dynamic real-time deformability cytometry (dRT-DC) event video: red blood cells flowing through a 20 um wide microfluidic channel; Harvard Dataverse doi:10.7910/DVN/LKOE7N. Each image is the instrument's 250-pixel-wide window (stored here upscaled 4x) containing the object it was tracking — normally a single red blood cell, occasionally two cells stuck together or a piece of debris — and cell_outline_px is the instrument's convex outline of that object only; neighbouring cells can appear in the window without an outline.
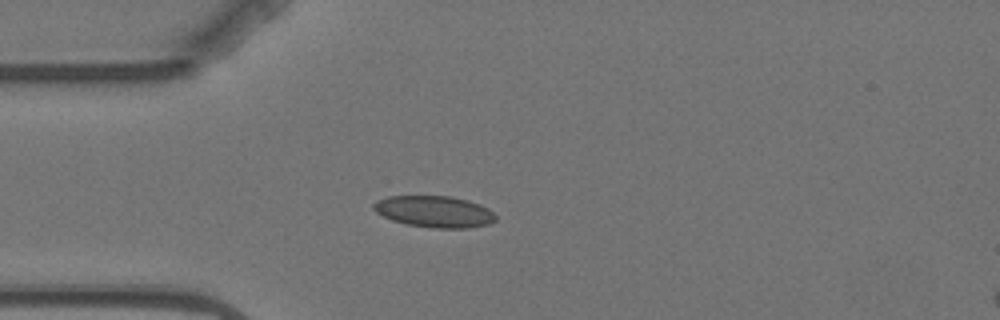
{"species": "Egyptian fruit bat (a non-hibernating species)", "species_latin": "Rousettus aegyptiacus", "temperature_condition": "warm", "stored_images_in_passage": 5, "camera_frame_rate_fps": 3000, "um_per_image_px": 0.085, "animal": {"sex": "female"}, "frame": {"image": 1, "passage_image": 5, "time_ms": 4.667, "image_size_px": [1000, 320], "cell_outline_px": [[496, 220], [488, 224], [468, 228], [432, 228], [408, 224], [392, 220], [376, 212], [372, 208], [372, 204], [376, 200], [388, 196], [452, 196], [468, 200], [480, 204], [488, 208], [496, 216]], "centroid_in_image_um": [36.92, 17.98], "position_along_channel_um": 48.1, "area_um2": 22.48}}